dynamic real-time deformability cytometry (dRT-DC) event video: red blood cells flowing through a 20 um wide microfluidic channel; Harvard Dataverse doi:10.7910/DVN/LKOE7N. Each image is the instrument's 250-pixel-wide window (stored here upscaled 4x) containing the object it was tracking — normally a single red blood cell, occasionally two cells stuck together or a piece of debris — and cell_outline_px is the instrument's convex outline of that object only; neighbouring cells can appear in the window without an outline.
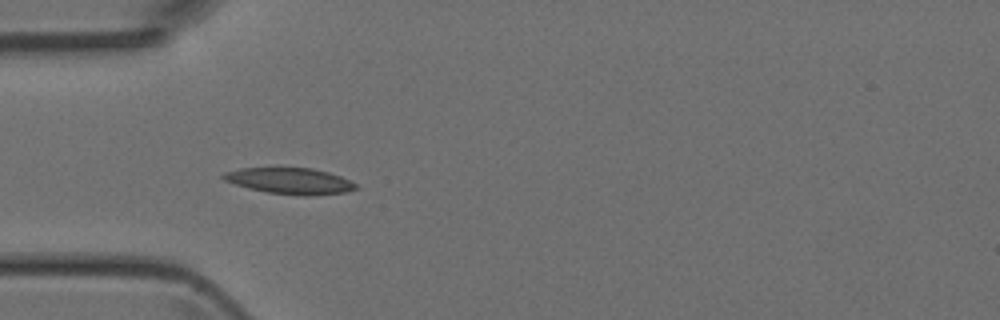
{"species": "Egyptian fruit bat (a non-hibernating species)", "species_latin": "Rousettus aegyptiacus", "temperature_condition": "room temperature", "stored_images_in_passage": 47, "camera_frame_rate_fps": 3000, "um_per_image_px": 0.085, "animal": {"sex": "female"}, "frame": {"image": 1, "passage_image": 14, "time_ms": 4.333, "image_size_px": [1000, 320], "cell_outline_px": [[360, 188], [348, 192], [308, 196], [304, 196], [268, 192], [248, 188], [224, 180], [220, 176], [224, 172], [240, 168], [312, 168], [328, 172], [340, 176], [356, 184]], "centroid_in_image_um": [24.66, 15.38], "position_along_channel_um": 60.3, "area_um2": 20.17}}
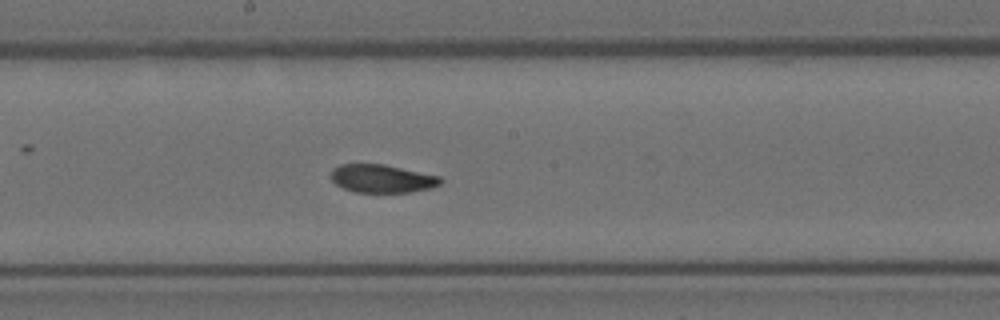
{"frame": {"image": 2, "passage_image": 25, "time_ms": 8.0, "image_size_px": [1000, 320], "cell_outline_px": [[444, 180], [440, 184], [432, 188], [412, 192], [356, 192], [344, 188], [336, 184], [328, 176], [332, 168], [340, 164], [384, 164], [440, 176]], "centroid_in_image_um": [32.46, 15.17], "position_along_channel_um": 215.7, "area_um2": 18.15}}
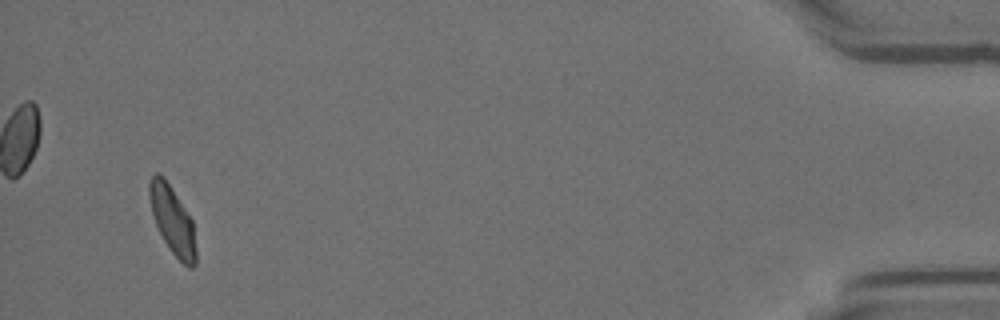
{"frame": {"image": 3, "passage_image": 45, "time_ms": 14.667, "image_size_px": [1000, 320], "cell_outline_px": [[196, 264], [192, 268], [188, 268], [172, 252], [164, 240], [156, 224], [152, 212], [148, 196], [148, 184], [152, 176], [156, 172], [164, 176], [172, 188], [192, 220], [196, 248]], "centroid_in_image_um": [14.66, 18.7], "position_along_channel_um": 420.5, "area_um2": 18.26}}